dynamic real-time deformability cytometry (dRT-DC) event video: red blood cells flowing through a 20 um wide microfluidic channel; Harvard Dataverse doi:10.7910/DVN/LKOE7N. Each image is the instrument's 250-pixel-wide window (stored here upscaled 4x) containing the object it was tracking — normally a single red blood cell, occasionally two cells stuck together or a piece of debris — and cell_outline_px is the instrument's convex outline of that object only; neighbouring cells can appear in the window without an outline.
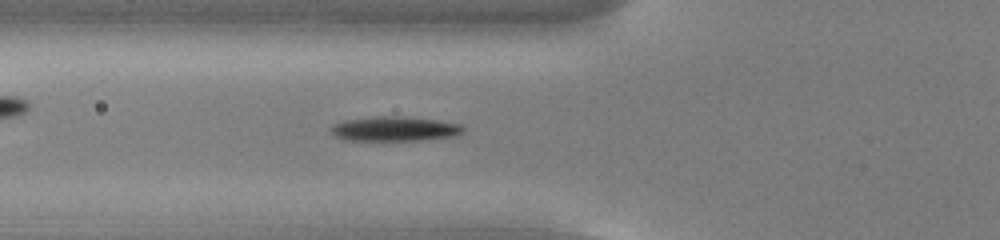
{"species": "common noctule bat (a hibernating species)", "species_latin": "Nyctalus noctula", "temperature_condition": "cold", "stored_images_in_passage": 53, "camera_frame_rate_fps": 3000, "um_per_image_px": 0.085, "animal": {"sex": "male", "body_mass_g": 13.0, "forearm_length_mm": 53.1}, "frame": {"image": 1, "passage_image": 19, "time_ms": 6.0, "image_size_px": [1000, 240], "cell_outline_px": [[464, 132], [456, 136], [420, 140], [344, 140], [336, 136], [332, 132], [332, 124], [344, 120], [380, 116], [396, 116], [436, 120], [460, 124], [464, 128]], "centroid_in_image_um": [33.56, 10.95], "position_along_channel_um": 92.2, "area_um2": 18.79}}
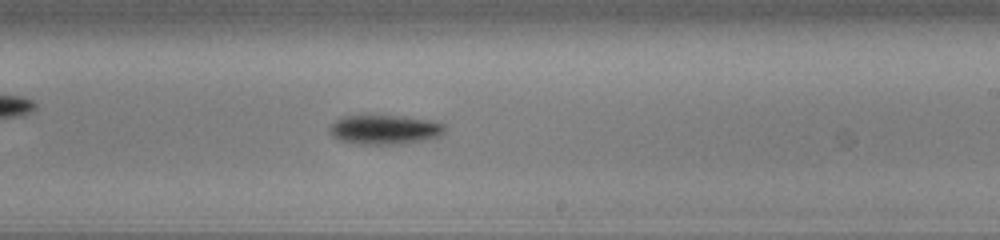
{"frame": {"image": 2, "passage_image": 32, "time_ms": 10.333, "image_size_px": [1000, 240], "cell_outline_px": [[444, 132], [440, 136], [420, 140], [396, 144], [360, 144], [340, 140], [332, 136], [328, 128], [340, 116], [400, 116], [432, 120], [444, 124]], "centroid_in_image_um": [32.67, 11.01], "position_along_channel_um": 256.3, "area_um2": 19.48}}
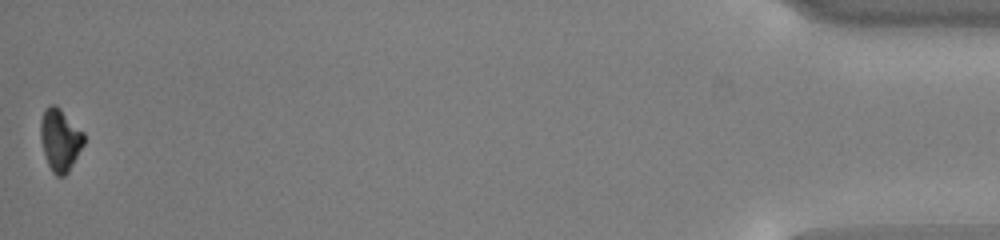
{"frame": {"image": 3, "passage_image": 53, "time_ms": 17.333, "image_size_px": [1000, 240], "cell_outline_px": [[84, 144], [68, 172], [64, 176], [56, 176], [52, 172], [48, 164], [44, 152], [40, 136], [40, 120], [44, 108], [52, 104], [56, 104], [84, 132]], "centroid_in_image_um": [5.1, 11.86], "position_along_channel_um": 430.1, "area_um2": 15.78}, "authors_computed_cell_mechanics": {"area_um2": 17.34, "velocity_mm_per_s": 3.7881, "shape_relaxation_time_tau1_ms": 1.1863, "shape_relaxation_time_tau2_ms": null, "deformation_change_tau1": 0.1369, "deformation_change_tau2": null}}